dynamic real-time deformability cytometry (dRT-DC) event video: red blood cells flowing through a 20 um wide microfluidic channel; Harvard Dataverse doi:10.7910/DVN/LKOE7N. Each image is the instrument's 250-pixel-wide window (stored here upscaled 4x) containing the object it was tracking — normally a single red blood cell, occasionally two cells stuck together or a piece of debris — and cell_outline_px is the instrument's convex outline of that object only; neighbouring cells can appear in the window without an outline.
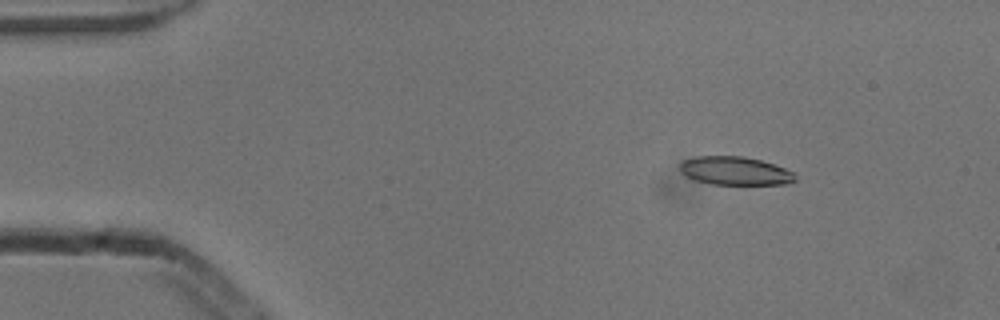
{"species": "common noctule bat (a hibernating species)", "species_latin": "Nyctalus noctula", "temperature_condition": "cold", "stored_images_in_passage": 4, "camera_frame_rate_fps": 3000, "um_per_image_px": 0.085, "animal": {"sex": "male", "body_mass_g": 13.3}, "frame": {"image": 1, "passage_image": 2, "time_ms": 0.333, "image_size_px": [1000, 320], "cell_outline_px": [[796, 180], [788, 184], [712, 184], [696, 180], [680, 172], [680, 164], [684, 160], [696, 156], [744, 156], [760, 160], [796, 172]], "centroid_in_image_um": [62.51, 14.52], "position_along_channel_um": 22.5, "area_um2": 19.02}}